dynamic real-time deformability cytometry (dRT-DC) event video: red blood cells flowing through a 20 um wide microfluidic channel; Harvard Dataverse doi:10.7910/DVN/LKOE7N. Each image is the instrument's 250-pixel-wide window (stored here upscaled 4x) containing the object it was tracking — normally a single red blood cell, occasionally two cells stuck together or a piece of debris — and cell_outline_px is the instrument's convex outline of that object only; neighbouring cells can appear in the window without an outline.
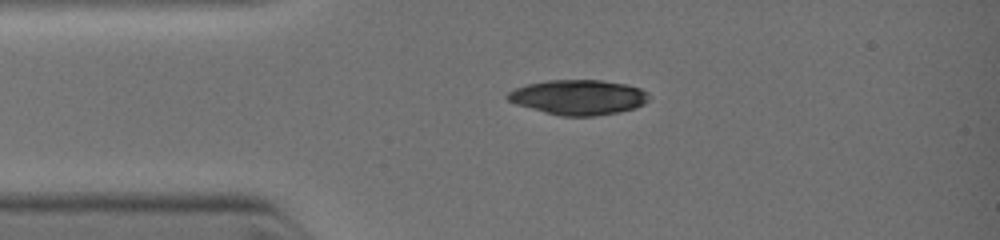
{"species": "common noctule bat (a hibernating species)", "species_latin": "Nyctalus noctula", "temperature_condition": "warm", "stored_images_in_passage": 32, "camera_frame_rate_fps": 3000, "um_per_image_px": 0.085, "animal": {"sex": "female", "body_mass_g": 19.0, "forearm_length_mm": 51.5}, "frame": {"image": 1, "passage_image": 1, "time_ms": 0.0, "image_size_px": [1000, 240], "cell_outline_px": [[648, 100], [644, 104], [636, 108], [620, 112], [596, 116], [560, 116], [544, 112], [516, 104], [508, 100], [504, 96], [508, 92], [516, 88], [528, 84], [544, 80], [600, 80], [624, 84], [640, 88], [648, 92]], "centroid_in_image_um": [49.16, 8.27], "position_along_channel_um": 35.8, "area_um2": 28.9}}
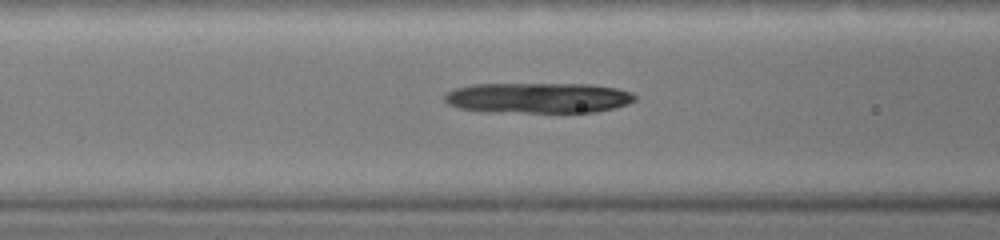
{"frame": {"image": 2, "passage_image": 7, "time_ms": 2.0, "image_size_px": [1000, 240], "cell_outline_px": [[636, 100], [628, 104], [616, 108], [596, 112], [488, 112], [456, 108], [448, 104], [444, 100], [444, 96], [448, 92], [456, 88], [476, 84], [588, 84], [616, 88], [632, 92], [636, 96]], "centroid_in_image_um": [45.76, 8.33], "position_along_channel_um": 120.8, "area_um2": 34.04}}
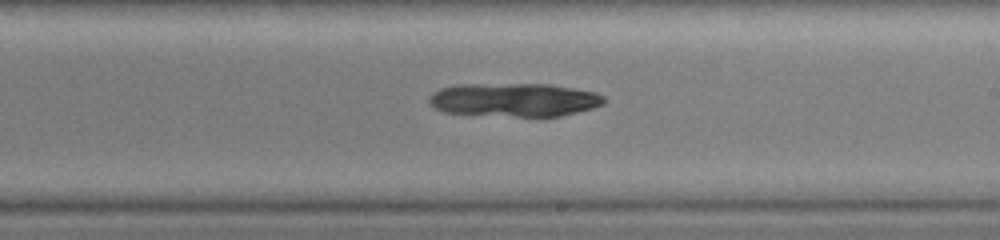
{"frame": {"image": 3, "passage_image": 15, "time_ms": 4.333, "image_size_px": [1000, 240], "cell_outline_px": [[608, 100], [604, 104], [592, 108], [560, 116], [540, 120], [444, 112], [436, 108], [428, 100], [428, 96], [432, 92], [440, 88], [460, 84], [548, 84], [596, 92], [604, 96]], "centroid_in_image_um": [43.74, 8.53], "position_along_channel_um": 245.3, "area_um2": 35.37}}